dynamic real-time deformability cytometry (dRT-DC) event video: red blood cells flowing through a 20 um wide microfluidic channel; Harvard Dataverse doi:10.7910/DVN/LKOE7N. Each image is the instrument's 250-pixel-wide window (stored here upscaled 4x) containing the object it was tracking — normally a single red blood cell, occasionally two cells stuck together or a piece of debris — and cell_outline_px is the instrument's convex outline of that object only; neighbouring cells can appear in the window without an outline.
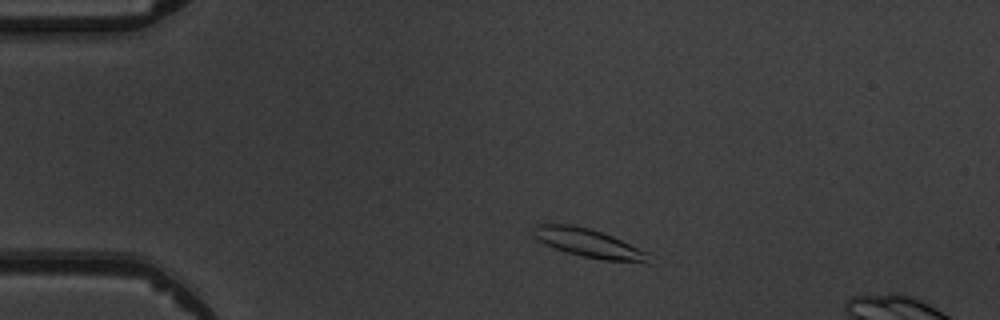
{"species": "common noctule bat (a hibernating species)", "species_latin": "Nyctalus noctula", "temperature_condition": "warm", "stored_images_in_passage": 3, "camera_frame_rate_fps": 3000, "um_per_image_px": 0.085, "animal": {"sex": "male", "body_mass_g": 19.5, "forearm_length_mm": 54.6}, "frame": {"image": 1, "passage_image": 1, "time_ms": 0.0, "image_size_px": [1000, 320], "cell_outline_px": [[652, 264], [648, 264], [604, 260], [584, 256], [568, 252], [556, 248], [536, 240], [532, 236], [532, 228], [536, 224], [572, 224], [588, 228], [612, 236], [648, 252]], "centroid_in_image_um": [50.06, 20.68], "position_along_channel_um": 34.9, "area_um2": 19.31}}